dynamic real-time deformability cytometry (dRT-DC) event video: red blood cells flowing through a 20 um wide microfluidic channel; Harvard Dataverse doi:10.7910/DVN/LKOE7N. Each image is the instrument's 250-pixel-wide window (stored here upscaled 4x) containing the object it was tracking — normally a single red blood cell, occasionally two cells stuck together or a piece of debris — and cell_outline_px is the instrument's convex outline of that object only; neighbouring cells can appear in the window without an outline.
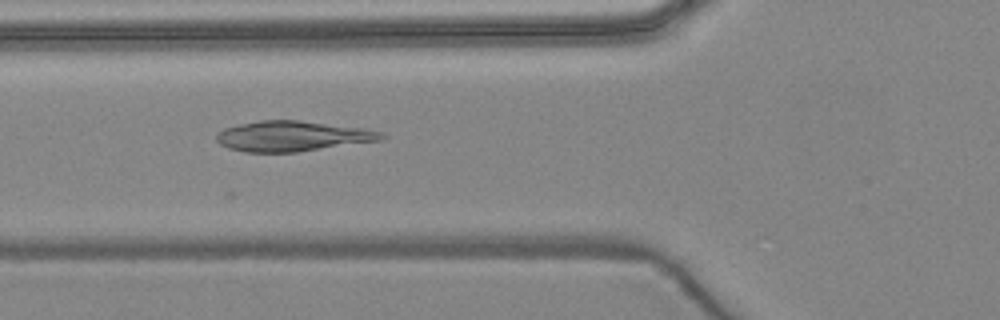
{"species": "common noctule bat (a hibernating species)", "species_latin": "Nyctalus noctula", "temperature_condition": "warm", "stored_images_in_passage": 7, "camera_frame_rate_fps": 3000, "um_per_image_px": 0.085, "animal": {"sex": "female", "body_mass_g": 24.6, "forearm_length_mm": 56.2}, "frame": {"image": 1, "passage_image": 5, "time_ms": 4.667, "image_size_px": [1000, 320], "cell_outline_px": [[388, 136], [384, 140], [296, 152], [244, 152], [228, 148], [220, 144], [216, 140], [216, 136], [224, 128], [240, 124], [260, 120], [296, 120], [364, 128], [380, 132]], "centroid_in_image_um": [24.88, 11.58], "position_along_channel_um": 100.9, "area_um2": 29.07}}
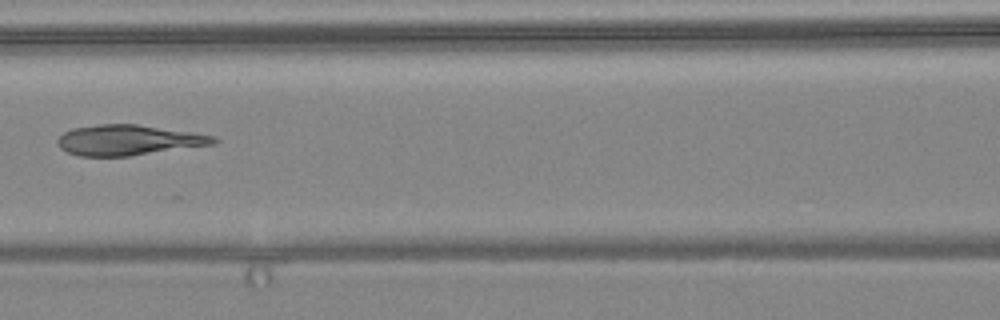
{"frame": {"image": 2, "passage_image": 6, "time_ms": 6.0, "image_size_px": [1000, 320], "cell_outline_px": [[220, 140], [216, 144], [132, 156], [80, 156], [68, 152], [60, 148], [56, 140], [64, 132], [72, 128], [100, 124], [136, 124], [192, 132], [216, 136]], "centroid_in_image_um": [10.96, 11.91], "position_along_channel_um": 155.6, "area_um2": 27.8}}
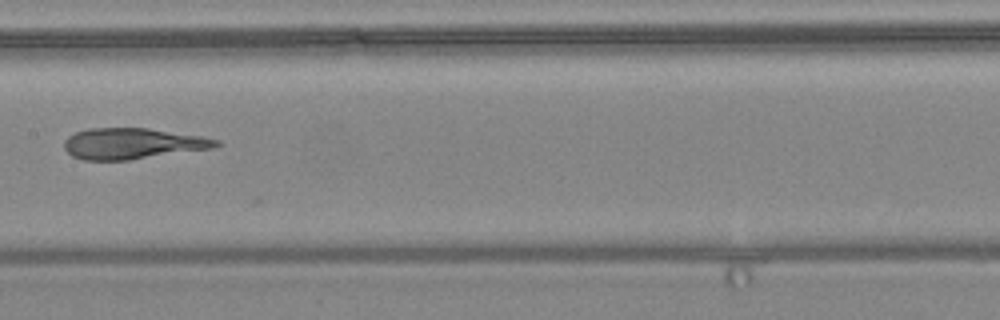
{"frame": {"image": 3, "passage_image": 7, "time_ms": 7.0, "image_size_px": [1000, 320], "cell_outline_px": [[224, 144], [212, 148], [128, 160], [84, 160], [72, 156], [64, 148], [64, 140], [68, 136], [76, 132], [88, 128], [148, 128], [204, 136], [220, 140]], "centroid_in_image_um": [11.29, 12.2], "position_along_channel_um": 196.1, "area_um2": 27.51}}